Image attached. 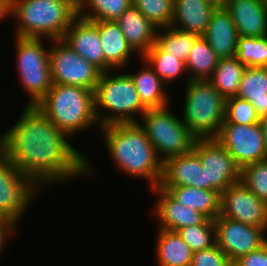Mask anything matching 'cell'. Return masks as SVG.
<instances>
[{
	"label": "cell",
	"instance_id": "obj_21",
	"mask_svg": "<svg viewBox=\"0 0 267 266\" xmlns=\"http://www.w3.org/2000/svg\"><path fill=\"white\" fill-rule=\"evenodd\" d=\"M99 32L105 62L113 71L127 67L130 57L137 53L128 43L116 21H93Z\"/></svg>",
	"mask_w": 267,
	"mask_h": 266
},
{
	"label": "cell",
	"instance_id": "obj_41",
	"mask_svg": "<svg viewBox=\"0 0 267 266\" xmlns=\"http://www.w3.org/2000/svg\"><path fill=\"white\" fill-rule=\"evenodd\" d=\"M262 131H263V136H264V143L267 149V116L260 118L259 121Z\"/></svg>",
	"mask_w": 267,
	"mask_h": 266
},
{
	"label": "cell",
	"instance_id": "obj_16",
	"mask_svg": "<svg viewBox=\"0 0 267 266\" xmlns=\"http://www.w3.org/2000/svg\"><path fill=\"white\" fill-rule=\"evenodd\" d=\"M151 191L159 197L154 206V215L160 223V229L177 232L186 226L203 224L208 219L204 214L180 204L159 185Z\"/></svg>",
	"mask_w": 267,
	"mask_h": 266
},
{
	"label": "cell",
	"instance_id": "obj_40",
	"mask_svg": "<svg viewBox=\"0 0 267 266\" xmlns=\"http://www.w3.org/2000/svg\"><path fill=\"white\" fill-rule=\"evenodd\" d=\"M10 16V0H0V21Z\"/></svg>",
	"mask_w": 267,
	"mask_h": 266
},
{
	"label": "cell",
	"instance_id": "obj_30",
	"mask_svg": "<svg viewBox=\"0 0 267 266\" xmlns=\"http://www.w3.org/2000/svg\"><path fill=\"white\" fill-rule=\"evenodd\" d=\"M161 31L162 34L159 32ZM197 34L182 31L169 26L157 30L155 43L164 51L186 62L190 49L194 45Z\"/></svg>",
	"mask_w": 267,
	"mask_h": 266
},
{
	"label": "cell",
	"instance_id": "obj_12",
	"mask_svg": "<svg viewBox=\"0 0 267 266\" xmlns=\"http://www.w3.org/2000/svg\"><path fill=\"white\" fill-rule=\"evenodd\" d=\"M194 150L201 157L207 189L222 194L231 184L240 180L241 169L216 138L197 139Z\"/></svg>",
	"mask_w": 267,
	"mask_h": 266
},
{
	"label": "cell",
	"instance_id": "obj_39",
	"mask_svg": "<svg viewBox=\"0 0 267 266\" xmlns=\"http://www.w3.org/2000/svg\"><path fill=\"white\" fill-rule=\"evenodd\" d=\"M15 226L17 224L14 221L0 217V253H2L3 247L8 240L7 238H10L16 232L17 227Z\"/></svg>",
	"mask_w": 267,
	"mask_h": 266
},
{
	"label": "cell",
	"instance_id": "obj_35",
	"mask_svg": "<svg viewBox=\"0 0 267 266\" xmlns=\"http://www.w3.org/2000/svg\"><path fill=\"white\" fill-rule=\"evenodd\" d=\"M240 180L260 200L267 203V159L243 167Z\"/></svg>",
	"mask_w": 267,
	"mask_h": 266
},
{
	"label": "cell",
	"instance_id": "obj_38",
	"mask_svg": "<svg viewBox=\"0 0 267 266\" xmlns=\"http://www.w3.org/2000/svg\"><path fill=\"white\" fill-rule=\"evenodd\" d=\"M233 266H267V243L235 261Z\"/></svg>",
	"mask_w": 267,
	"mask_h": 266
},
{
	"label": "cell",
	"instance_id": "obj_32",
	"mask_svg": "<svg viewBox=\"0 0 267 266\" xmlns=\"http://www.w3.org/2000/svg\"><path fill=\"white\" fill-rule=\"evenodd\" d=\"M236 57L246 67H267V36H239Z\"/></svg>",
	"mask_w": 267,
	"mask_h": 266
},
{
	"label": "cell",
	"instance_id": "obj_6",
	"mask_svg": "<svg viewBox=\"0 0 267 266\" xmlns=\"http://www.w3.org/2000/svg\"><path fill=\"white\" fill-rule=\"evenodd\" d=\"M183 123L197 139L216 138L225 120V99L209 80L186 82Z\"/></svg>",
	"mask_w": 267,
	"mask_h": 266
},
{
	"label": "cell",
	"instance_id": "obj_15",
	"mask_svg": "<svg viewBox=\"0 0 267 266\" xmlns=\"http://www.w3.org/2000/svg\"><path fill=\"white\" fill-rule=\"evenodd\" d=\"M62 40L102 72L113 71L105 62L98 27L93 21L77 16L66 30Z\"/></svg>",
	"mask_w": 267,
	"mask_h": 266
},
{
	"label": "cell",
	"instance_id": "obj_20",
	"mask_svg": "<svg viewBox=\"0 0 267 266\" xmlns=\"http://www.w3.org/2000/svg\"><path fill=\"white\" fill-rule=\"evenodd\" d=\"M124 37L142 57L156 41L158 28L151 23L134 5L127 8L116 20Z\"/></svg>",
	"mask_w": 267,
	"mask_h": 266
},
{
	"label": "cell",
	"instance_id": "obj_14",
	"mask_svg": "<svg viewBox=\"0 0 267 266\" xmlns=\"http://www.w3.org/2000/svg\"><path fill=\"white\" fill-rule=\"evenodd\" d=\"M219 216L267 230V203L253 194L241 180L221 194Z\"/></svg>",
	"mask_w": 267,
	"mask_h": 266
},
{
	"label": "cell",
	"instance_id": "obj_3",
	"mask_svg": "<svg viewBox=\"0 0 267 266\" xmlns=\"http://www.w3.org/2000/svg\"><path fill=\"white\" fill-rule=\"evenodd\" d=\"M15 18V36L62 39L77 17L76 0H10V17Z\"/></svg>",
	"mask_w": 267,
	"mask_h": 266
},
{
	"label": "cell",
	"instance_id": "obj_24",
	"mask_svg": "<svg viewBox=\"0 0 267 266\" xmlns=\"http://www.w3.org/2000/svg\"><path fill=\"white\" fill-rule=\"evenodd\" d=\"M144 68L139 72L128 73L134 81L141 103L146 109H160L169 106V95L166 93V84L154 72L149 63L144 60Z\"/></svg>",
	"mask_w": 267,
	"mask_h": 266
},
{
	"label": "cell",
	"instance_id": "obj_18",
	"mask_svg": "<svg viewBox=\"0 0 267 266\" xmlns=\"http://www.w3.org/2000/svg\"><path fill=\"white\" fill-rule=\"evenodd\" d=\"M225 8L239 36H267V8L262 0H229Z\"/></svg>",
	"mask_w": 267,
	"mask_h": 266
},
{
	"label": "cell",
	"instance_id": "obj_5",
	"mask_svg": "<svg viewBox=\"0 0 267 266\" xmlns=\"http://www.w3.org/2000/svg\"><path fill=\"white\" fill-rule=\"evenodd\" d=\"M110 71L102 72L94 89V109L99 127L116 123H137L147 109L140 101L131 76L120 73L112 76ZM106 110V115L101 112ZM101 110V111H100ZM109 111V112H108ZM109 113V114H108Z\"/></svg>",
	"mask_w": 267,
	"mask_h": 266
},
{
	"label": "cell",
	"instance_id": "obj_26",
	"mask_svg": "<svg viewBox=\"0 0 267 266\" xmlns=\"http://www.w3.org/2000/svg\"><path fill=\"white\" fill-rule=\"evenodd\" d=\"M156 243L159 266H190L193 251L178 232L159 229Z\"/></svg>",
	"mask_w": 267,
	"mask_h": 266
},
{
	"label": "cell",
	"instance_id": "obj_10",
	"mask_svg": "<svg viewBox=\"0 0 267 266\" xmlns=\"http://www.w3.org/2000/svg\"><path fill=\"white\" fill-rule=\"evenodd\" d=\"M48 42L53 44L49 52L53 84L85 87L94 91L102 71L73 51L62 39Z\"/></svg>",
	"mask_w": 267,
	"mask_h": 266
},
{
	"label": "cell",
	"instance_id": "obj_42",
	"mask_svg": "<svg viewBox=\"0 0 267 266\" xmlns=\"http://www.w3.org/2000/svg\"><path fill=\"white\" fill-rule=\"evenodd\" d=\"M210 2L215 8L226 7L229 0H206Z\"/></svg>",
	"mask_w": 267,
	"mask_h": 266
},
{
	"label": "cell",
	"instance_id": "obj_22",
	"mask_svg": "<svg viewBox=\"0 0 267 266\" xmlns=\"http://www.w3.org/2000/svg\"><path fill=\"white\" fill-rule=\"evenodd\" d=\"M214 9L206 0H174L171 26L203 36Z\"/></svg>",
	"mask_w": 267,
	"mask_h": 266
},
{
	"label": "cell",
	"instance_id": "obj_31",
	"mask_svg": "<svg viewBox=\"0 0 267 266\" xmlns=\"http://www.w3.org/2000/svg\"><path fill=\"white\" fill-rule=\"evenodd\" d=\"M142 58L149 63L154 72L166 85L184 75L183 73L186 71L184 61L164 52L156 43L153 44Z\"/></svg>",
	"mask_w": 267,
	"mask_h": 266
},
{
	"label": "cell",
	"instance_id": "obj_19",
	"mask_svg": "<svg viewBox=\"0 0 267 266\" xmlns=\"http://www.w3.org/2000/svg\"><path fill=\"white\" fill-rule=\"evenodd\" d=\"M203 37L220 59L236 56L239 35L225 7L214 9Z\"/></svg>",
	"mask_w": 267,
	"mask_h": 266
},
{
	"label": "cell",
	"instance_id": "obj_27",
	"mask_svg": "<svg viewBox=\"0 0 267 266\" xmlns=\"http://www.w3.org/2000/svg\"><path fill=\"white\" fill-rule=\"evenodd\" d=\"M219 60L220 58L212 50L206 39L203 36H199L190 49L189 56L185 62L186 73L190 72V74L186 75V81L208 80L212 76Z\"/></svg>",
	"mask_w": 267,
	"mask_h": 266
},
{
	"label": "cell",
	"instance_id": "obj_28",
	"mask_svg": "<svg viewBox=\"0 0 267 266\" xmlns=\"http://www.w3.org/2000/svg\"><path fill=\"white\" fill-rule=\"evenodd\" d=\"M245 69L236 56L222 58L208 80L226 100L236 96Z\"/></svg>",
	"mask_w": 267,
	"mask_h": 266
},
{
	"label": "cell",
	"instance_id": "obj_13",
	"mask_svg": "<svg viewBox=\"0 0 267 266\" xmlns=\"http://www.w3.org/2000/svg\"><path fill=\"white\" fill-rule=\"evenodd\" d=\"M214 223L216 244L224 251L232 264L267 243L266 229L262 227L221 216H218Z\"/></svg>",
	"mask_w": 267,
	"mask_h": 266
},
{
	"label": "cell",
	"instance_id": "obj_34",
	"mask_svg": "<svg viewBox=\"0 0 267 266\" xmlns=\"http://www.w3.org/2000/svg\"><path fill=\"white\" fill-rule=\"evenodd\" d=\"M173 4L174 0H132V5L158 29L171 26Z\"/></svg>",
	"mask_w": 267,
	"mask_h": 266
},
{
	"label": "cell",
	"instance_id": "obj_1",
	"mask_svg": "<svg viewBox=\"0 0 267 266\" xmlns=\"http://www.w3.org/2000/svg\"><path fill=\"white\" fill-rule=\"evenodd\" d=\"M67 137L36 106L25 105L15 125L0 136V151L45 188L91 174V163Z\"/></svg>",
	"mask_w": 267,
	"mask_h": 266
},
{
	"label": "cell",
	"instance_id": "obj_25",
	"mask_svg": "<svg viewBox=\"0 0 267 266\" xmlns=\"http://www.w3.org/2000/svg\"><path fill=\"white\" fill-rule=\"evenodd\" d=\"M236 97L250 101L259 118L267 116V67H246Z\"/></svg>",
	"mask_w": 267,
	"mask_h": 266
},
{
	"label": "cell",
	"instance_id": "obj_37",
	"mask_svg": "<svg viewBox=\"0 0 267 266\" xmlns=\"http://www.w3.org/2000/svg\"><path fill=\"white\" fill-rule=\"evenodd\" d=\"M190 266H233V264L224 251L215 244L210 248L193 252Z\"/></svg>",
	"mask_w": 267,
	"mask_h": 266
},
{
	"label": "cell",
	"instance_id": "obj_17",
	"mask_svg": "<svg viewBox=\"0 0 267 266\" xmlns=\"http://www.w3.org/2000/svg\"><path fill=\"white\" fill-rule=\"evenodd\" d=\"M159 186H192L207 189L200 155L193 149L163 163Z\"/></svg>",
	"mask_w": 267,
	"mask_h": 266
},
{
	"label": "cell",
	"instance_id": "obj_23",
	"mask_svg": "<svg viewBox=\"0 0 267 266\" xmlns=\"http://www.w3.org/2000/svg\"><path fill=\"white\" fill-rule=\"evenodd\" d=\"M180 204L192 208L208 219L215 220L220 214L221 193L213 189L192 186H160Z\"/></svg>",
	"mask_w": 267,
	"mask_h": 266
},
{
	"label": "cell",
	"instance_id": "obj_9",
	"mask_svg": "<svg viewBox=\"0 0 267 266\" xmlns=\"http://www.w3.org/2000/svg\"><path fill=\"white\" fill-rule=\"evenodd\" d=\"M40 188L0 151V217L19 224Z\"/></svg>",
	"mask_w": 267,
	"mask_h": 266
},
{
	"label": "cell",
	"instance_id": "obj_8",
	"mask_svg": "<svg viewBox=\"0 0 267 266\" xmlns=\"http://www.w3.org/2000/svg\"><path fill=\"white\" fill-rule=\"evenodd\" d=\"M16 60L20 84L29 95L26 106H35L53 86L50 70V47L43 38L15 36Z\"/></svg>",
	"mask_w": 267,
	"mask_h": 266
},
{
	"label": "cell",
	"instance_id": "obj_29",
	"mask_svg": "<svg viewBox=\"0 0 267 266\" xmlns=\"http://www.w3.org/2000/svg\"><path fill=\"white\" fill-rule=\"evenodd\" d=\"M76 2L77 16L91 21H116L132 5V0H76Z\"/></svg>",
	"mask_w": 267,
	"mask_h": 266
},
{
	"label": "cell",
	"instance_id": "obj_11",
	"mask_svg": "<svg viewBox=\"0 0 267 266\" xmlns=\"http://www.w3.org/2000/svg\"><path fill=\"white\" fill-rule=\"evenodd\" d=\"M216 139L227 149L240 169L267 159L260 123L251 125L223 123Z\"/></svg>",
	"mask_w": 267,
	"mask_h": 266
},
{
	"label": "cell",
	"instance_id": "obj_33",
	"mask_svg": "<svg viewBox=\"0 0 267 266\" xmlns=\"http://www.w3.org/2000/svg\"><path fill=\"white\" fill-rule=\"evenodd\" d=\"M177 232L193 252L216 244V228L213 219H207L203 224L180 228Z\"/></svg>",
	"mask_w": 267,
	"mask_h": 266
},
{
	"label": "cell",
	"instance_id": "obj_36",
	"mask_svg": "<svg viewBox=\"0 0 267 266\" xmlns=\"http://www.w3.org/2000/svg\"><path fill=\"white\" fill-rule=\"evenodd\" d=\"M254 106L250 101L238 97H230L225 101V120L223 123L251 125L259 123Z\"/></svg>",
	"mask_w": 267,
	"mask_h": 266
},
{
	"label": "cell",
	"instance_id": "obj_2",
	"mask_svg": "<svg viewBox=\"0 0 267 266\" xmlns=\"http://www.w3.org/2000/svg\"><path fill=\"white\" fill-rule=\"evenodd\" d=\"M111 160L128 176L144 178L152 188L162 179L163 162L139 123H116L100 128Z\"/></svg>",
	"mask_w": 267,
	"mask_h": 266
},
{
	"label": "cell",
	"instance_id": "obj_4",
	"mask_svg": "<svg viewBox=\"0 0 267 266\" xmlns=\"http://www.w3.org/2000/svg\"><path fill=\"white\" fill-rule=\"evenodd\" d=\"M35 106L68 138L99 125L94 109V92L85 87L53 84Z\"/></svg>",
	"mask_w": 267,
	"mask_h": 266
},
{
	"label": "cell",
	"instance_id": "obj_7",
	"mask_svg": "<svg viewBox=\"0 0 267 266\" xmlns=\"http://www.w3.org/2000/svg\"><path fill=\"white\" fill-rule=\"evenodd\" d=\"M140 120L139 125L144 129L163 163L169 158L186 154L194 149L197 137L182 119L168 111V106L147 109Z\"/></svg>",
	"mask_w": 267,
	"mask_h": 266
},
{
	"label": "cell",
	"instance_id": "obj_43",
	"mask_svg": "<svg viewBox=\"0 0 267 266\" xmlns=\"http://www.w3.org/2000/svg\"><path fill=\"white\" fill-rule=\"evenodd\" d=\"M264 6L267 8V0H262Z\"/></svg>",
	"mask_w": 267,
	"mask_h": 266
}]
</instances>
